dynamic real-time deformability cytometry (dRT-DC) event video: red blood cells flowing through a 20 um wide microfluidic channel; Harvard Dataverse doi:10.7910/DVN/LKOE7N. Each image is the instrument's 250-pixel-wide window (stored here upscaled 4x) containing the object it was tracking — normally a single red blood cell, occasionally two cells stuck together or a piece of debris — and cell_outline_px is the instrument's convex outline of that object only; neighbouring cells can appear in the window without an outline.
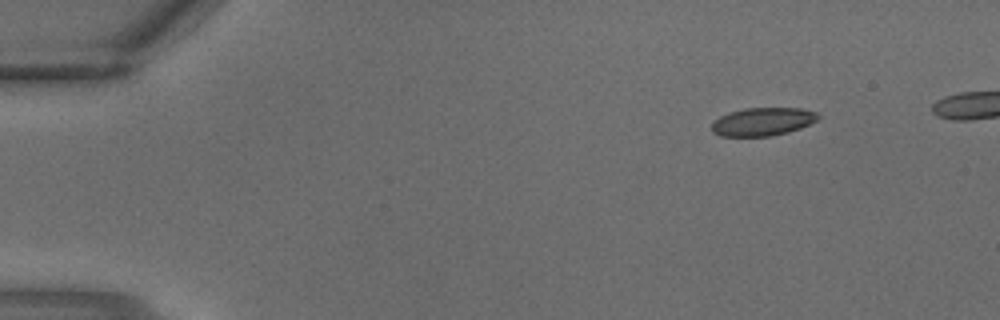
{"species": "common noctule bat (a hibernating species)", "species_latin": "Nyctalus noctula", "temperature_condition": "warm", "stored_images_in_passage": 4, "camera_frame_rate_fps": 3000, "um_per_image_px": 0.085, "animal": {"sex": "male", "body_mass_g": 18.8}, "frame": {"image": 1, "passage_image": 1, "time_ms": 0.0, "image_size_px": [1000, 320], "cell_outline_px": [[820, 116], [816, 120], [800, 128], [788, 132], [772, 136], [720, 136], [712, 132], [712, 124], [720, 116], [728, 112], [744, 108], [800, 108], [816, 112]], "centroid_in_image_um": [64.81, 10.34], "position_along_channel_um": 20.2, "area_um2": 17.4}}
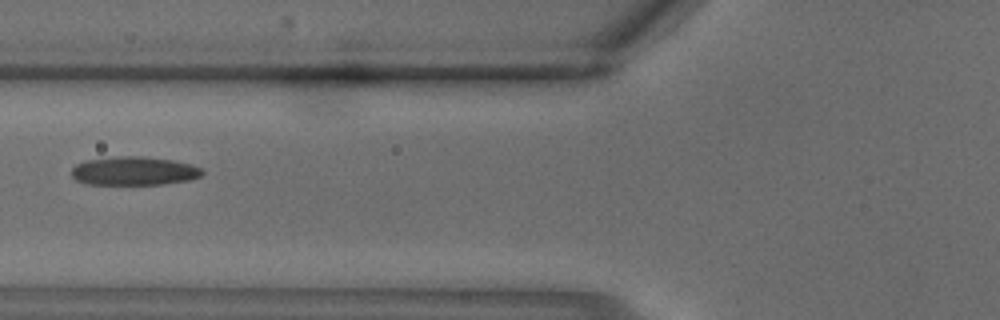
{"frame": {"image": 2, "passage_image": 4, "time_ms": 1.0, "image_size_px": [1000, 320], "cell_outline_px": [[204, 172], [200, 176], [188, 180], [164, 184], [88, 184], [76, 180], [72, 176], [72, 168], [76, 164], [88, 160], [116, 156], [144, 156], [172, 160], [192, 164], [200, 168]], "centroid_in_image_um": [11.4, 14.53], "position_along_channel_um": 114.4, "area_um2": 21.73}}